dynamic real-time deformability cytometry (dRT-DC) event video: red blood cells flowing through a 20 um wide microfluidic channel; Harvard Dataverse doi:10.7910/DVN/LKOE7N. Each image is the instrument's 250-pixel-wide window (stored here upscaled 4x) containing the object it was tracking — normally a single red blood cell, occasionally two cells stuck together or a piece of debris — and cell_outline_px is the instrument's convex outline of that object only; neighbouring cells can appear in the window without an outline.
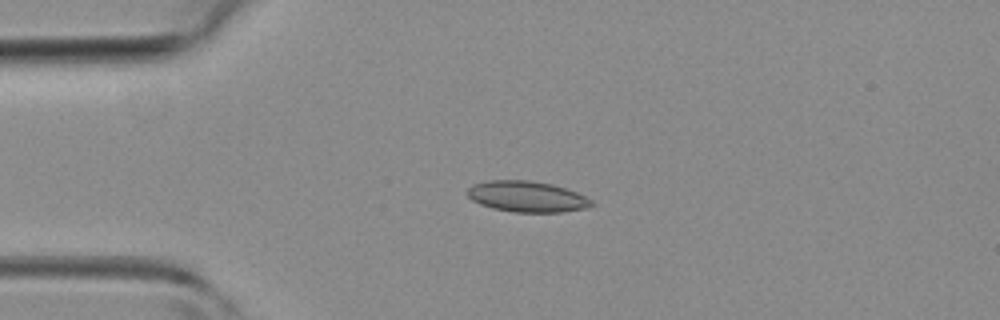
{"species": "common noctule bat (a hibernating species)", "species_latin": "Nyctalus noctula", "temperature_condition": "room temperature", "stored_images_in_passage": 39, "camera_frame_rate_fps": 3000, "um_per_image_px": 0.085, "animal": {"sex": "female", "body_mass_g": 19.3, "forearm_length_mm": 54.1}, "frame": {"image": 1, "passage_image": 6, "time_ms": 1.667, "image_size_px": [1000, 320], "cell_outline_px": [[596, 204], [588, 208], [564, 212], [512, 212], [492, 208], [480, 204], [472, 200], [468, 196], [468, 188], [472, 184], [488, 180], [528, 180], [552, 184], [576, 192], [592, 200]], "centroid_in_image_um": [44.8, 16.71], "position_along_channel_um": 40.2, "area_um2": 22.48}}
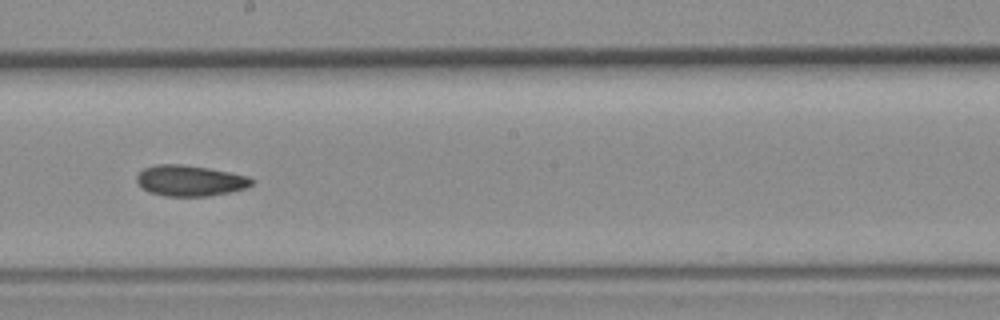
{"frame": {"image": 2, "passage_image": 20, "time_ms": 6.333, "image_size_px": [1000, 320], "cell_outline_px": [[256, 180], [248, 188], [232, 192], [208, 196], [164, 196], [148, 192], [136, 180], [136, 176], [144, 168], [156, 164], [180, 164], [208, 168], [248, 176]], "centroid_in_image_um": [16.18, 15.36], "position_along_channel_um": 232.0, "area_um2": 20.75}}
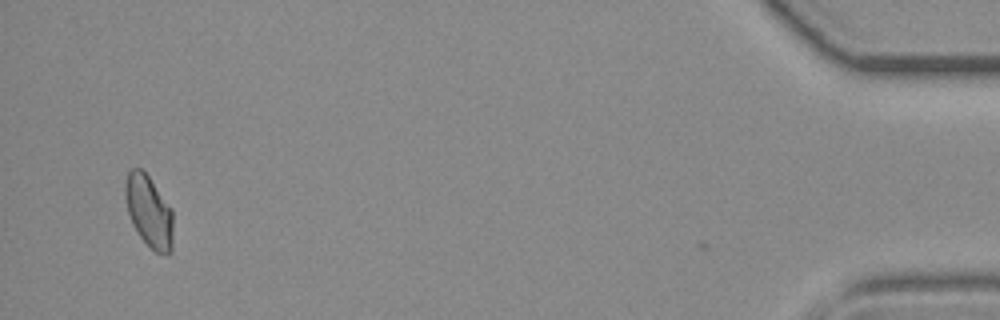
{"frame": {"image": 3, "passage_image": 38, "time_ms": 12.333, "image_size_px": [1000, 320], "cell_outline_px": [[172, 252], [168, 256], [156, 252], [140, 236], [132, 224], [128, 212], [124, 196], [124, 184], [128, 172], [132, 168], [140, 168], [148, 176], [172, 208]], "centroid_in_image_um": [12.66, 17.97], "position_along_channel_um": 422.5, "area_um2": 20.06}}